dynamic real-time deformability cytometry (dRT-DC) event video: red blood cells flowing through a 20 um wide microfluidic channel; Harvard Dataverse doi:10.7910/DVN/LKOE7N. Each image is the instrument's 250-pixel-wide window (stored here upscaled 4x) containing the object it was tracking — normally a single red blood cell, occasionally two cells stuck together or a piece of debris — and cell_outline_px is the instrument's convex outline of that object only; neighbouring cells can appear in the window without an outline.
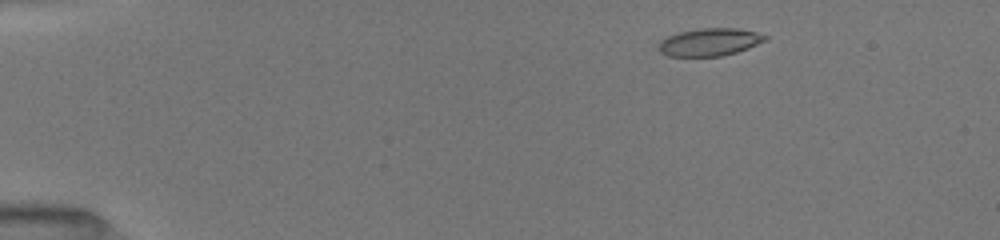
{"species": "common noctule bat (a hibernating species)", "species_latin": "Nyctalus noctula", "temperature_condition": "room temperature", "stored_images_in_passage": 5, "camera_frame_rate_fps": 3000, "um_per_image_px": 0.085, "animal": {"sex": "female", "body_mass_g": 19.5, "forearm_length_mm": 54.1}, "frame": {"image": 1, "passage_image": 2, "time_ms": 1.0, "image_size_px": [1000, 240], "cell_outline_px": [[768, 40], [748, 48], [736, 52], [720, 56], [668, 56], [660, 52], [656, 48], [660, 40], [668, 36], [680, 32], [700, 28], [736, 28], [756, 32], [768, 36]], "centroid_in_image_um": [60.3, 3.58], "position_along_channel_um": 24.7, "area_um2": 17.22}}